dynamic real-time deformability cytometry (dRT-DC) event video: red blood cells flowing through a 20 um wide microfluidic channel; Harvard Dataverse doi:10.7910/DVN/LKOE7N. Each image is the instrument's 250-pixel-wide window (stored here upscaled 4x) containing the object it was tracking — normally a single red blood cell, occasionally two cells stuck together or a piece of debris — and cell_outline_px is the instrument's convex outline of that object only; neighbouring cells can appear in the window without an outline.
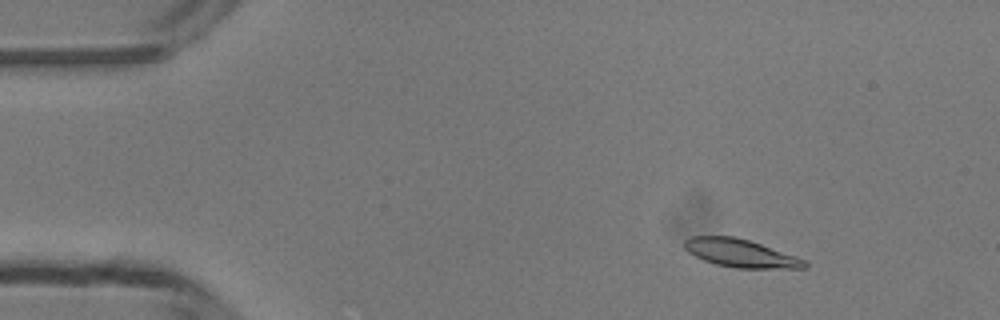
{"species": "common noctule bat (a hibernating species)", "species_latin": "Nyctalus noctula", "temperature_condition": "room temperature", "stored_images_in_passage": 48, "camera_frame_rate_fps": 3000, "um_per_image_px": 0.085, "animal": {"sex": "male", "body_mass_g": 13.3}, "frame": {"image": 1, "passage_image": 6, "time_ms": 1.667, "image_size_px": [1000, 320], "cell_outline_px": [[808, 268], [736, 268], [716, 264], [704, 260], [688, 252], [684, 248], [684, 240], [688, 236], [736, 236], [808, 260]], "centroid_in_image_um": [62.95, 21.52], "position_along_channel_um": 22.0, "area_um2": 19.65}}
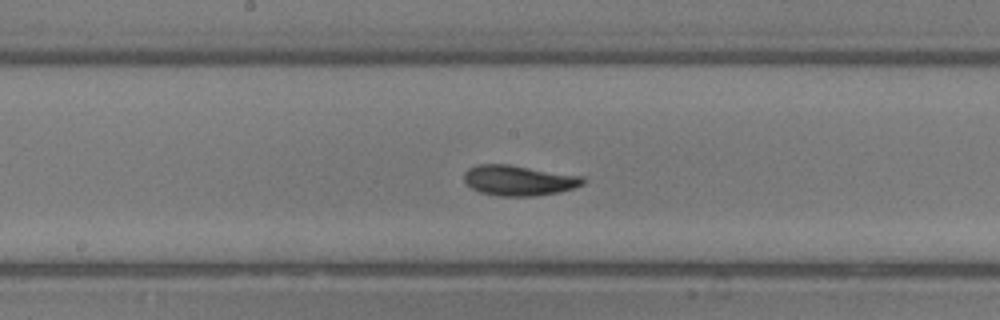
{"frame": {"image": 2, "passage_image": 25, "time_ms": 8.0, "image_size_px": [1000, 320], "cell_outline_px": [[584, 184], [560, 192], [536, 196], [496, 196], [480, 192], [472, 188], [464, 180], [464, 172], [468, 168], [476, 164], [508, 164], [584, 176]], "centroid_in_image_um": [44.09, 15.33], "position_along_channel_um": 204.1, "area_um2": 21.15}}
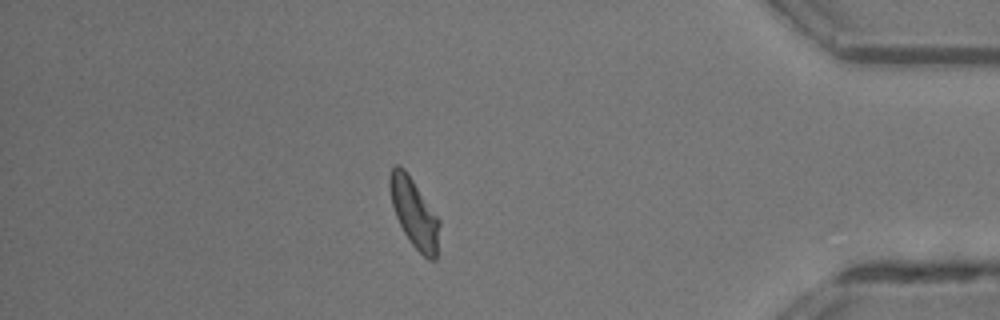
{"frame": {"image": 3, "passage_image": 42, "time_ms": 13.667, "image_size_px": [1000, 320], "cell_outline_px": [[440, 224], [436, 260], [428, 260], [412, 244], [404, 232], [396, 216], [392, 204], [388, 188], [388, 176], [392, 168], [396, 164], [400, 164], [404, 168], [440, 220]], "centroid_in_image_um": [35.19, 18.08], "position_along_channel_um": 400.0, "area_um2": 19.83}, "authors_computed_cell_mechanics": {"area_um2": 20.1722, "velocity_mm_per_s": 4.1889, "shape_relaxation_time_tau1_ms": 2.4169, "shape_relaxation_time_tau2_ms": 3.223, "deformation_change_tau1": 0.1384, "deformation_change_tau2": 0.0797}}